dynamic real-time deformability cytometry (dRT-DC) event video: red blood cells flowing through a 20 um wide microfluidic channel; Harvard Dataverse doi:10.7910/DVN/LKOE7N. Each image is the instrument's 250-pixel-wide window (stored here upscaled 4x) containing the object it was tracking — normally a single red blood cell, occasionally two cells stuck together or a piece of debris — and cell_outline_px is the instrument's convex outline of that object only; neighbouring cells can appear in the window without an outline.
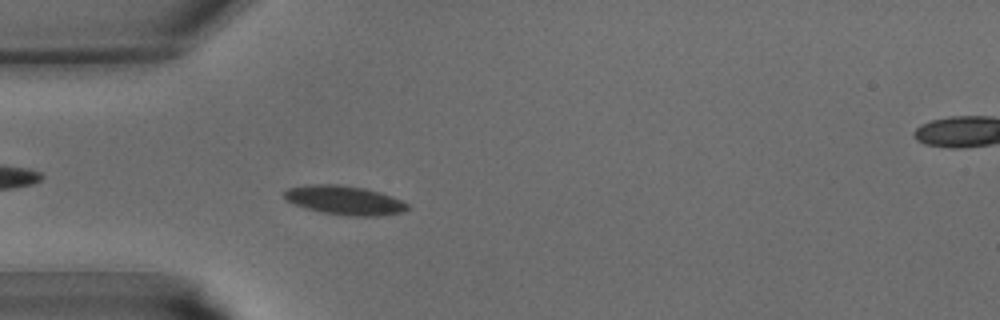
{"species": "common noctule bat (a hibernating species)", "species_latin": "Nyctalus noctula", "temperature_condition": "warm", "stored_images_in_passage": 41, "camera_frame_rate_fps": 3000, "um_per_image_px": 0.085, "animal": {"sex": "male", "body_mass_g": 15.6}, "frame": {"image": 1, "passage_image": 11, "time_ms": 3.333, "image_size_px": [1000, 320], "cell_outline_px": [[408, 208], [400, 212], [380, 216], [356, 216], [324, 212], [292, 204], [284, 196], [284, 192], [288, 188], [308, 184], [340, 184], [364, 188], [380, 192], [392, 196], [408, 204]], "centroid_in_image_um": [29.28, 17.0], "position_along_channel_um": 55.7, "area_um2": 20.58}}
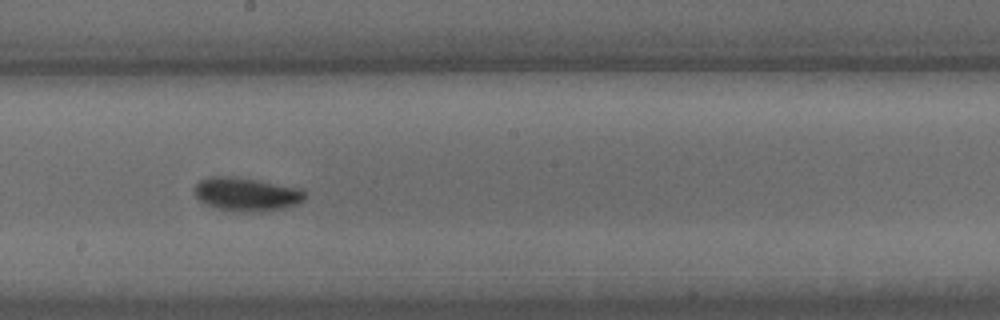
{"frame": {"image": 2, "passage_image": 22, "time_ms": 7.0, "image_size_px": [1000, 320], "cell_outline_px": [[308, 192], [304, 200], [296, 204], [284, 208], [244, 212], [216, 208], [200, 200], [196, 196], [196, 184], [200, 180], [212, 176], [232, 176], [300, 188]], "centroid_in_image_um": [20.98, 16.5], "position_along_channel_um": 227.2, "area_um2": 21.15}}
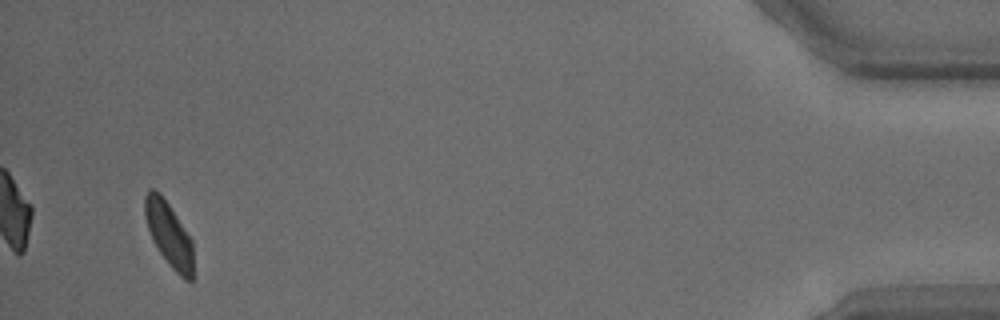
{"frame": {"image": 3, "passage_image": 39, "time_ms": 12.667, "image_size_px": [1000, 320], "cell_outline_px": [[192, 280], [184, 280], [172, 268], [160, 252], [152, 240], [144, 216], [144, 196], [148, 188], [156, 188], [160, 192], [192, 240]], "centroid_in_image_um": [14.32, 19.86], "position_along_channel_um": 420.9, "area_um2": 18.03}}